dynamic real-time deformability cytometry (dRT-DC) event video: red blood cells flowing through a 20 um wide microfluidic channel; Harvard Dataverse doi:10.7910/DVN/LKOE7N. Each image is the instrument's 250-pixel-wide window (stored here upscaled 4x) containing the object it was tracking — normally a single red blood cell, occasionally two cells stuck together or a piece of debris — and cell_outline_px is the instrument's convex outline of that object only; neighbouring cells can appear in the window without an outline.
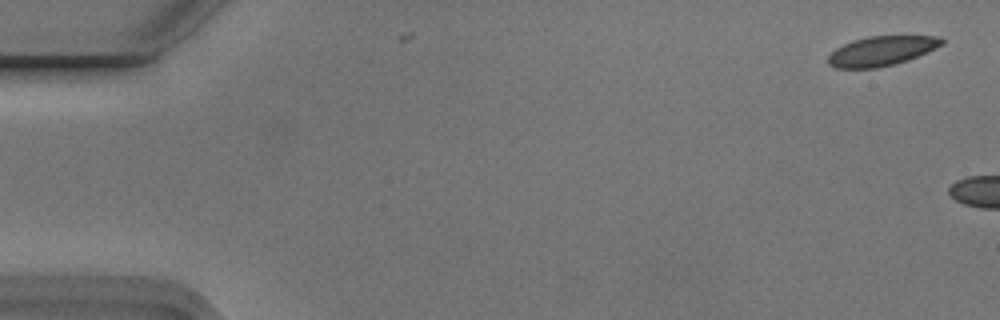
{"species": "Egyptian fruit bat (a non-hibernating species)", "species_latin": "Rousettus aegyptiacus", "temperature_condition": "cold", "stored_images_in_passage": 2, "camera_frame_rate_fps": 3000, "um_per_image_px": 0.085, "animal": {"sex": "male"}, "frame": {"image": 1, "passage_image": 1, "time_ms": 0.0, "image_size_px": [1000, 320], "cell_outline_px": [[944, 44], [928, 52], [908, 60], [876, 68], [836, 68], [828, 64], [828, 56], [836, 48], [852, 40], [868, 36], [940, 36], [944, 40]], "centroid_in_image_um": [74.94, 4.32], "position_along_channel_um": 10.1, "area_um2": 19.59}}